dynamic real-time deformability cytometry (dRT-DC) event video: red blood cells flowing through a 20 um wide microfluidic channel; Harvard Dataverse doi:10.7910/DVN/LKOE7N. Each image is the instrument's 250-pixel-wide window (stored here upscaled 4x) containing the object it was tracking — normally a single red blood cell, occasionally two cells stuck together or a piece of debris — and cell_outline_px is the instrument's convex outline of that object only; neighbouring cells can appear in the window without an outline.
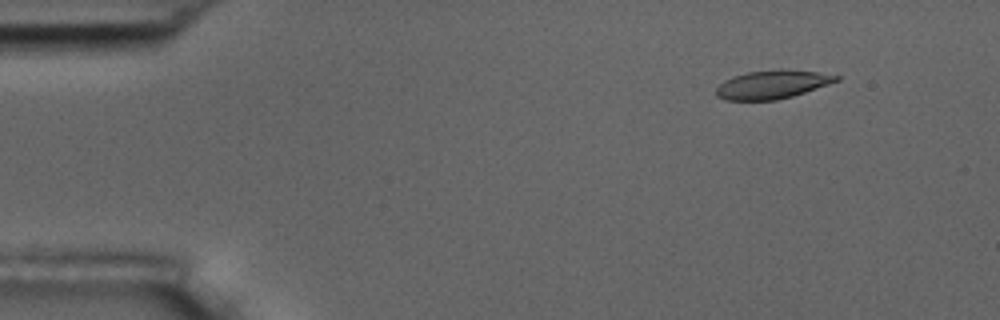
{"species": "common noctule bat (a hibernating species)", "species_latin": "Nyctalus noctula", "temperature_condition": "room temperature", "stored_images_in_passage": 4, "camera_frame_rate_fps": 3000, "um_per_image_px": 0.085, "animal": {"sex": "male", "body_mass_g": 17.5, "forearm_length_mm": 52.3}, "frame": {"image": 1, "passage_image": 2, "time_ms": 1.333, "image_size_px": [1000, 320], "cell_outline_px": [[840, 80], [792, 96], [776, 100], [724, 100], [716, 96], [716, 88], [724, 80], [732, 76], [748, 72], [780, 68], [816, 72], [840, 76]], "centroid_in_image_um": [65.6, 7.17], "position_along_channel_um": 19.4, "area_um2": 19.94}}
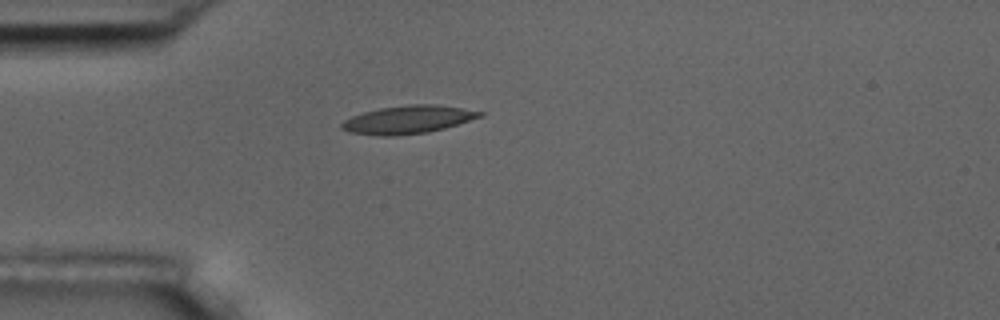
{"frame": {"image": 2, "passage_image": 4, "time_ms": 4.333, "image_size_px": [1000, 320], "cell_outline_px": [[484, 116], [444, 128], [428, 132], [392, 136], [380, 136], [348, 132], [340, 128], [340, 124], [344, 120], [352, 116], [364, 112], [380, 108], [408, 104], [436, 104], [484, 112]], "centroid_in_image_um": [34.65, 10.17], "position_along_channel_um": 50.3, "area_um2": 22.54}}